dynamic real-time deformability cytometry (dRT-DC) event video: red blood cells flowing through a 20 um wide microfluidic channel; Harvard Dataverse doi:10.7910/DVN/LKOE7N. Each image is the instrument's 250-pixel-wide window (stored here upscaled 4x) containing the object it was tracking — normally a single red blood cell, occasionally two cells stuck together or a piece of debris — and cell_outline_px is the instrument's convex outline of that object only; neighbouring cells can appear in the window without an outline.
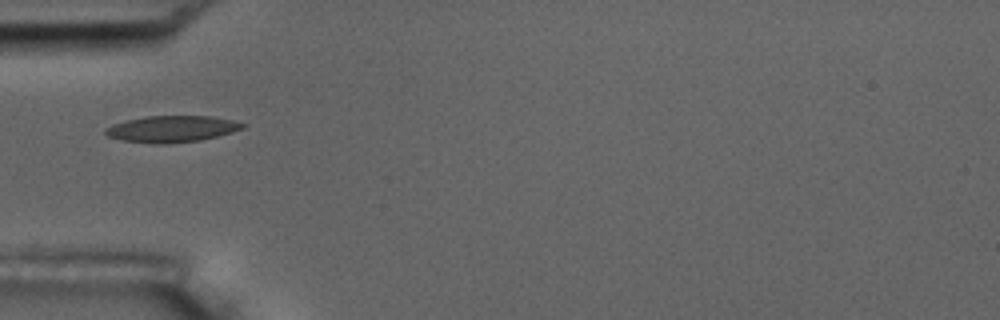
{"species": "common noctule bat (a hibernating species)", "species_latin": "Nyctalus noctula", "temperature_condition": "room temperature", "stored_images_in_passage": 2, "camera_frame_rate_fps": 3000, "um_per_image_px": 0.085, "animal": {"sex": "male", "body_mass_g": 17.5, "forearm_length_mm": 52.3}, "frame": {"image": 1, "passage_image": 1, "time_ms": 0.0, "image_size_px": [1000, 320], "cell_outline_px": [[248, 124], [244, 128], [232, 132], [200, 140], [168, 144], [152, 144], [120, 140], [108, 136], [104, 132], [104, 128], [112, 124], [128, 120], [148, 116], [212, 116], [232, 120]], "centroid_in_image_um": [14.59, 10.97], "position_along_channel_um": 70.4, "area_um2": 21.27}}